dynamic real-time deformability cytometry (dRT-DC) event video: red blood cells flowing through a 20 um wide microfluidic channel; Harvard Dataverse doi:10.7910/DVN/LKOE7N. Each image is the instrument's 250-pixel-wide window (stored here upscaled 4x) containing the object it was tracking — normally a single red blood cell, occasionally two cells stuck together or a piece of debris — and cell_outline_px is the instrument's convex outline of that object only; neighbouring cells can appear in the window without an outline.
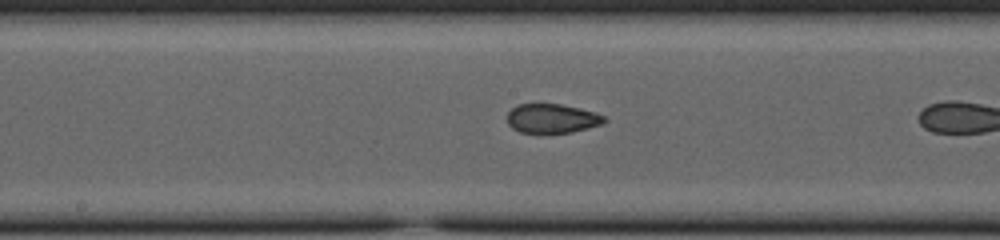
{"species": "common noctule bat (a hibernating species)", "species_latin": "Nyctalus noctula", "temperature_condition": "cold", "stored_images_in_passage": 11, "camera_frame_rate_fps": 3000, "um_per_image_px": 0.085, "animal": {"sex": "female", "body_mass_g": 23.0, "forearm_length_mm": 53.4}, "frame": {"image": 1, "passage_image": 10, "time_ms": 3.0, "image_size_px": [1000, 240], "cell_outline_px": [[608, 120], [600, 124], [588, 128], [572, 132], [520, 132], [512, 128], [508, 124], [508, 112], [516, 104], [560, 104], [580, 108], [596, 112], [604, 116]], "centroid_in_image_um": [46.93, 10.05], "position_along_channel_um": 201.3, "area_um2": 16.42}}